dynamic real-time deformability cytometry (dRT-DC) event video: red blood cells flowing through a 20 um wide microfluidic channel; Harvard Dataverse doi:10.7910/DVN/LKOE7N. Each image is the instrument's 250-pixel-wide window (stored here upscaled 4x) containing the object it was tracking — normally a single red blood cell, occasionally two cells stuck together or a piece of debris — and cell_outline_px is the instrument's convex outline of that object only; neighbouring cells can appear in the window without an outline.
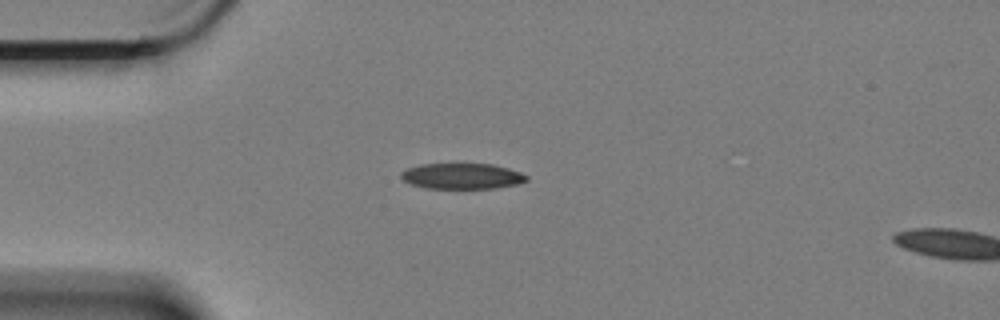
{"species": "Egyptian fruit bat (a non-hibernating species)", "species_latin": "Rousettus aegyptiacus", "temperature_condition": "cold", "stored_images_in_passage": 4, "camera_frame_rate_fps": 3000, "um_per_image_px": 0.085, "animal": {"sex": "female"}, "frame": {"image": 1, "passage_image": 1, "time_ms": 0.0, "image_size_px": [1000, 320], "cell_outline_px": [[528, 180], [516, 184], [496, 188], [428, 188], [412, 184], [404, 180], [400, 176], [400, 172], [408, 168], [420, 164], [456, 160], [492, 164], [508, 168], [520, 172], [528, 176]], "centroid_in_image_um": [39.25, 14.9], "position_along_channel_um": 45.7, "area_um2": 19.71}}